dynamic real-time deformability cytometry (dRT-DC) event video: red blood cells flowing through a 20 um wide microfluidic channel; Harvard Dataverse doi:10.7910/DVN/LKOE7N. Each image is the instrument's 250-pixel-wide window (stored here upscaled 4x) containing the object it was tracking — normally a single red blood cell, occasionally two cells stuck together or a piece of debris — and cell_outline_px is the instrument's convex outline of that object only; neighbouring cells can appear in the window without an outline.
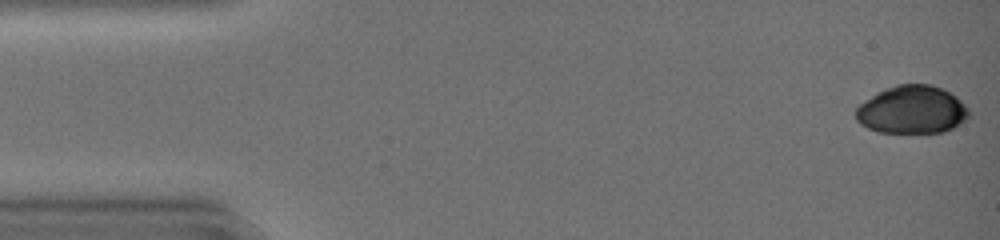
{"species": "common noctule bat (a hibernating species)", "species_latin": "Nyctalus noctula", "temperature_condition": "warm", "stored_images_in_passage": 21, "camera_frame_rate_fps": 3000, "um_per_image_px": 0.085, "animal": {"sex": "female", "body_mass_g": 19.0, "forearm_length_mm": 51.5}, "frame": {"image": 1, "passage_image": 1, "time_ms": 0.0, "image_size_px": [1000, 240], "cell_outline_px": [[968, 116], [960, 124], [944, 132], [876, 132], [860, 124], [856, 120], [856, 108], [860, 104], [876, 92], [896, 84], [932, 84], [956, 96], [968, 108]], "centroid_in_image_um": [77.49, 9.32], "position_along_channel_um": 7.5, "area_um2": 31.5}}
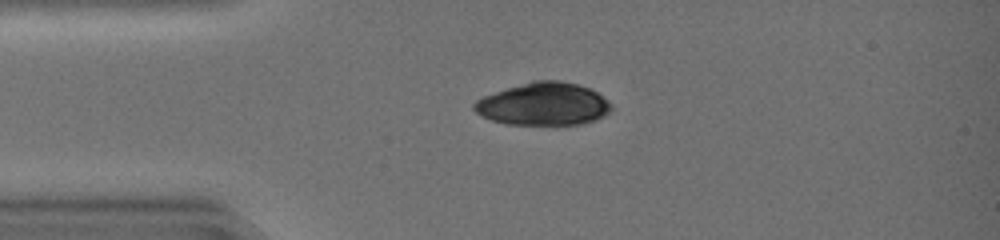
{"frame": {"image": 2, "passage_image": 11, "time_ms": 3.333, "image_size_px": [1000, 240], "cell_outline_px": [[612, 112], [596, 120], [580, 124], [504, 124], [480, 116], [472, 108], [472, 104], [476, 100], [484, 96], [532, 80], [560, 80], [580, 84], [596, 92], [608, 100], [612, 104]], "centroid_in_image_um": [46.21, 8.84], "position_along_channel_um": 38.8, "area_um2": 34.28}}